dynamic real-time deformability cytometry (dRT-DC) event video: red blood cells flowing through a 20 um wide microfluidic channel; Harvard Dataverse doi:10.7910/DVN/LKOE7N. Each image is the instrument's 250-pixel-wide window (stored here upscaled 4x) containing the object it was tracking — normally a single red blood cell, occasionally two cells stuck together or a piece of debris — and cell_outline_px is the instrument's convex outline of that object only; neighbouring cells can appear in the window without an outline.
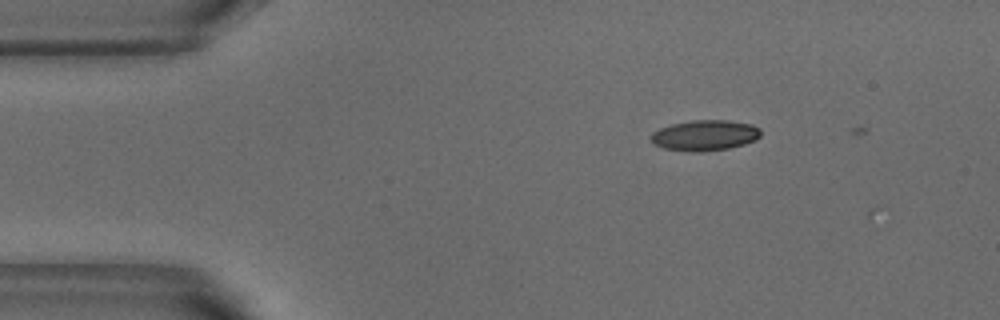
{"species": "common noctule bat (a hibernating species)", "species_latin": "Nyctalus noctula", "temperature_condition": "warm", "stored_images_in_passage": 5, "camera_frame_rate_fps": 3000, "um_per_image_px": 0.085, "animal": {"sex": "male", "body_mass_g": 18.8}, "frame": {"image": 1, "passage_image": 4, "time_ms": 1.0, "image_size_px": [1000, 320], "cell_outline_px": [[760, 136], [756, 140], [744, 144], [728, 148], [700, 152], [696, 152], [664, 148], [656, 144], [652, 140], [652, 132], [660, 128], [672, 124], [692, 120], [728, 120], [752, 124], [760, 128]], "centroid_in_image_um": [59.95, 11.49], "position_along_channel_um": 25.0, "area_um2": 19.42}}